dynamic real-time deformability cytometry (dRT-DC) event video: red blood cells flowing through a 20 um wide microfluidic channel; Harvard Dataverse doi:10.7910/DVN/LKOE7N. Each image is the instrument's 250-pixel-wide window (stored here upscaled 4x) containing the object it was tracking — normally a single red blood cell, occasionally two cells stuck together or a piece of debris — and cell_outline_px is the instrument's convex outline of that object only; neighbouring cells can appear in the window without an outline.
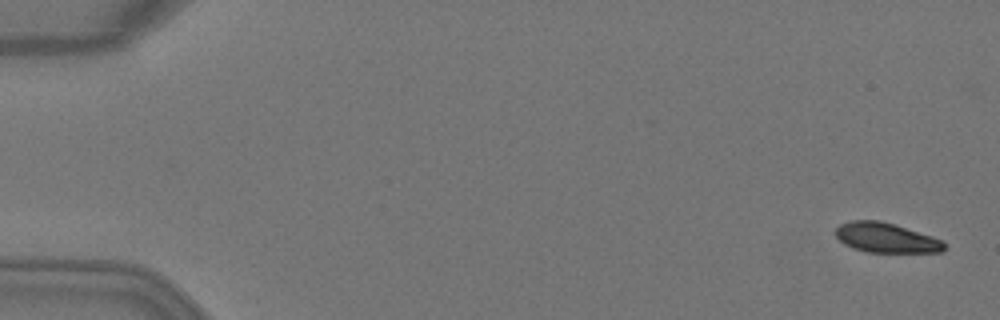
{"species": "Egyptian fruit bat (a non-hibernating species)", "species_latin": "Rousettus aegyptiacus", "temperature_condition": "warm", "stored_images_in_passage": 5, "segment_of_instrument_passage": [2, 2], "camera_frame_rate_fps": 3000, "um_per_image_px": 0.085, "animal": {"sex": "female"}, "frame": {"image": 1, "passage_image": 5, "time_ms": 1.333, "image_size_px": [1000, 320], "cell_outline_px": [[944, 248], [940, 252], [868, 252], [852, 248], [844, 244], [836, 236], [836, 228], [840, 224], [852, 220], [880, 220], [932, 236], [944, 240]], "centroid_in_image_um": [75.3, 20.21], "position_along_channel_um": 9.7, "area_um2": 18.73}}